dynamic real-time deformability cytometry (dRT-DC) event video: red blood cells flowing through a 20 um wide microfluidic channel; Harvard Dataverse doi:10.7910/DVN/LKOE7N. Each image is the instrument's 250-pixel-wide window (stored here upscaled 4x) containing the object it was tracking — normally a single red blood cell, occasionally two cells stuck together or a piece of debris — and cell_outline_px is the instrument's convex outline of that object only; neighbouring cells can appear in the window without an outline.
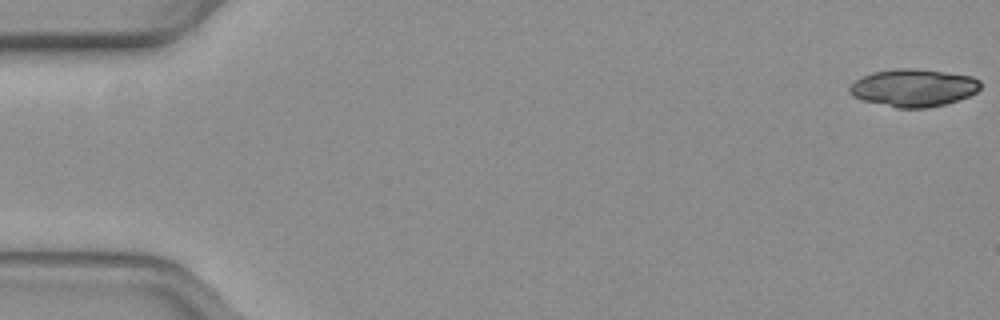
{"species": "common noctule bat (a hibernating species)", "species_latin": "Nyctalus noctula", "temperature_condition": "warm", "stored_images_in_passage": 19, "camera_frame_rate_fps": 3000, "um_per_image_px": 0.085, "animal": {"sex": "female", "body_mass_g": 19.3, "forearm_length_mm": 54.1}, "frame": {"image": 1, "passage_image": 1, "time_ms": 0.0, "image_size_px": [1000, 320], "cell_outline_px": [[980, 88], [976, 92], [968, 96], [944, 104], [928, 108], [896, 108], [864, 100], [852, 96], [848, 92], [848, 88], [856, 80], [872, 72], [896, 68], [916, 68], [972, 76], [980, 80]], "centroid_in_image_um": [77.63, 7.46], "position_along_channel_um": 7.4, "area_um2": 28.61}}